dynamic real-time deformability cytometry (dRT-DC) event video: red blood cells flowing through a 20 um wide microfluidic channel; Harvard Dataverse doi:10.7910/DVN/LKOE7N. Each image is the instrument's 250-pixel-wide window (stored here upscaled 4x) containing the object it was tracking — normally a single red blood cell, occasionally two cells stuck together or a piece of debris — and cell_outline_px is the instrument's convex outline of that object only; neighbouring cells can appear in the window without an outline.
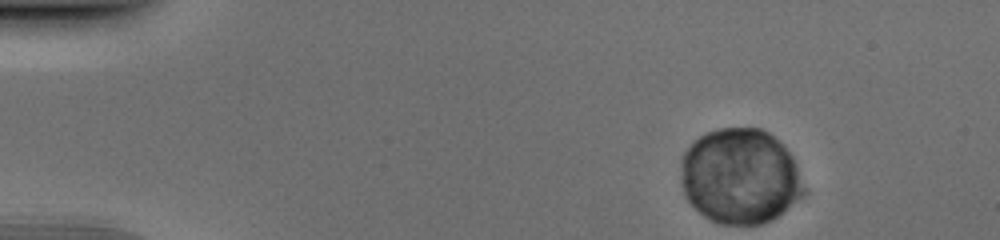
{"species": "human", "species_latin": "Homo sapiens", "temperature_condition": "cold", "stored_images_in_passage": 46, "camera_frame_rate_fps": 3000, "um_per_image_px": 0.085, "donor": {"sex": "male"}, "frame": {"image": 1, "passage_image": 1, "time_ms": 0.0, "image_size_px": [1000, 240], "cell_outline_px": [[808, 192], [776, 216], [760, 224], [716, 224], [704, 216], [684, 196], [680, 180], [680, 160], [684, 152], [700, 136], [708, 132], [720, 128], [760, 128], [768, 132], [792, 156]], "centroid_in_image_um": [62.89, 14.99], "position_along_channel_um": 22.1, "area_um2": 68.32}}
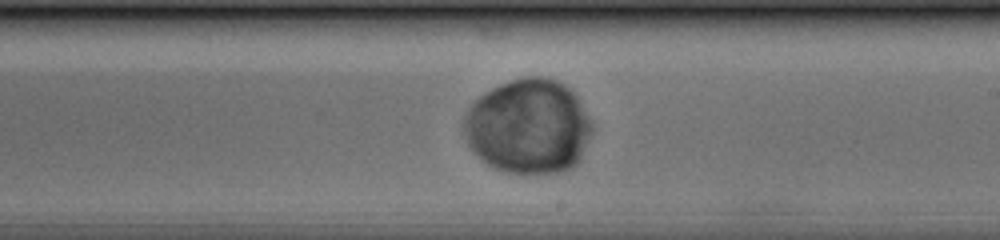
{"frame": {"image": 2, "passage_image": 26, "time_ms": 8.333, "image_size_px": [1000, 240], "cell_outline_px": [[592, 132], [580, 160], [572, 168], [560, 172], [508, 172], [496, 168], [488, 164], [468, 144], [464, 132], [464, 116], [468, 108], [484, 92], [500, 84], [512, 80], [528, 76], [536, 76], [556, 80], [568, 88], [576, 96], [592, 124]], "centroid_in_image_um": [44.92, 10.74], "position_along_channel_um": 244.1, "area_um2": 70.0}}
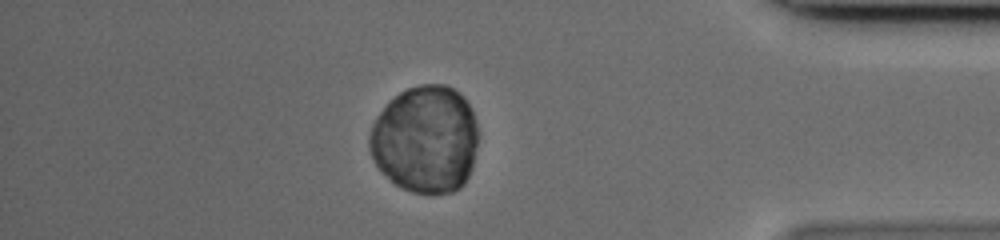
{"frame": {"image": 3, "passage_image": 40, "time_ms": 13.0, "image_size_px": [1000, 240], "cell_outline_px": [[476, 144], [472, 168], [464, 184], [460, 188], [452, 192], [412, 192], [396, 184], [376, 164], [372, 156], [368, 144], [368, 136], [372, 124], [376, 116], [388, 100], [400, 92], [408, 88], [420, 84], [444, 84], [460, 92], [464, 96], [472, 112], [476, 124]], "centroid_in_image_um": [36.14, 11.8], "position_along_channel_um": 399.1, "area_um2": 67.92}}